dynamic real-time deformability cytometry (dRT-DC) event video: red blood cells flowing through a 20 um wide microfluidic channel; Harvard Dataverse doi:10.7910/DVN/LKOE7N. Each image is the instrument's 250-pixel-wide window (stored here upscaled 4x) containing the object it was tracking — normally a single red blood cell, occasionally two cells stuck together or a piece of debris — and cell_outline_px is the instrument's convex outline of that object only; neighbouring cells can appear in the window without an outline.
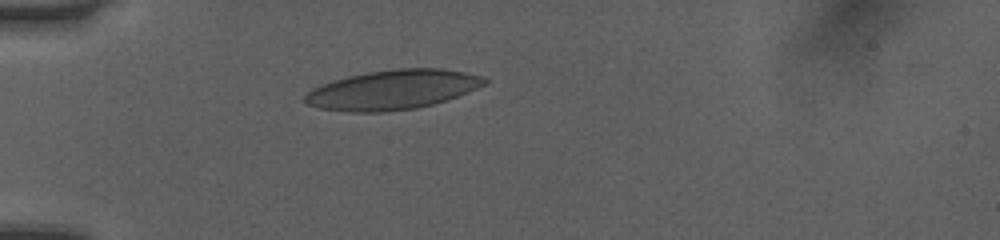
{"species": "human", "species_latin": "Homo sapiens", "temperature_condition": "room temperature", "stored_images_in_passage": 35, "camera_frame_rate_fps": 3000, "um_per_image_px": 0.085, "donor": {"sex": "female"}, "frame": {"image": 1, "passage_image": 1, "time_ms": 0.0, "image_size_px": [1000, 240], "cell_outline_px": [[488, 84], [456, 96], [432, 104], [416, 108], [384, 112], [348, 112], [320, 108], [304, 104], [304, 96], [312, 88], [332, 80], [348, 76], [368, 72], [396, 68], [440, 68], [484, 76], [488, 80]], "centroid_in_image_um": [33.35, 7.63], "position_along_channel_um": 51.7, "area_um2": 41.38}}
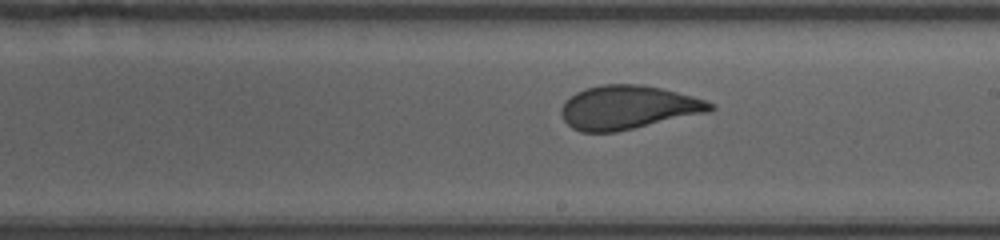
{"frame": {"image": 2, "passage_image": 16, "time_ms": 5.0, "image_size_px": [1000, 240], "cell_outline_px": [[716, 108], [712, 112], [616, 132], [580, 132], [572, 128], [564, 120], [560, 112], [560, 108], [564, 100], [576, 92], [584, 88], [600, 84], [644, 84], [692, 96], [716, 104]], "centroid_in_image_um": [53.38, 9.13], "position_along_channel_um": 235.6, "area_um2": 38.44}}
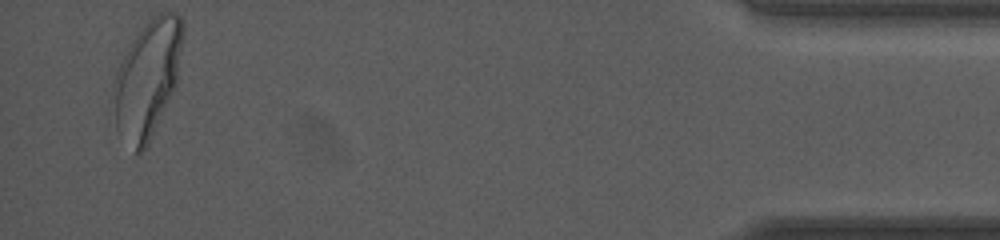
{"frame": {"image": 3, "passage_image": 35, "time_ms": 11.333, "image_size_px": [1000, 240], "cell_outline_px": [[184, 32], [176, 88], [148, 144], [140, 156], [136, 156], [116, 128], [112, 92], [112, 84], [116, 72], [132, 40], [148, 16], [160, 12], [176, 12], [184, 20]], "centroid_in_image_um": [12.55, 6.67], "position_along_channel_um": 422.7, "area_um2": 48.32}, "authors_computed_cell_mechanics": {"area_um2": 38.6104, "velocity_mm_per_s": 4.0582, "shape_relaxation_time_tau1_ms": 5.1011, "shape_relaxation_time_tau2_ms": null, "deformation_change_tau1": 0.1928, "deformation_change_tau2": null}}